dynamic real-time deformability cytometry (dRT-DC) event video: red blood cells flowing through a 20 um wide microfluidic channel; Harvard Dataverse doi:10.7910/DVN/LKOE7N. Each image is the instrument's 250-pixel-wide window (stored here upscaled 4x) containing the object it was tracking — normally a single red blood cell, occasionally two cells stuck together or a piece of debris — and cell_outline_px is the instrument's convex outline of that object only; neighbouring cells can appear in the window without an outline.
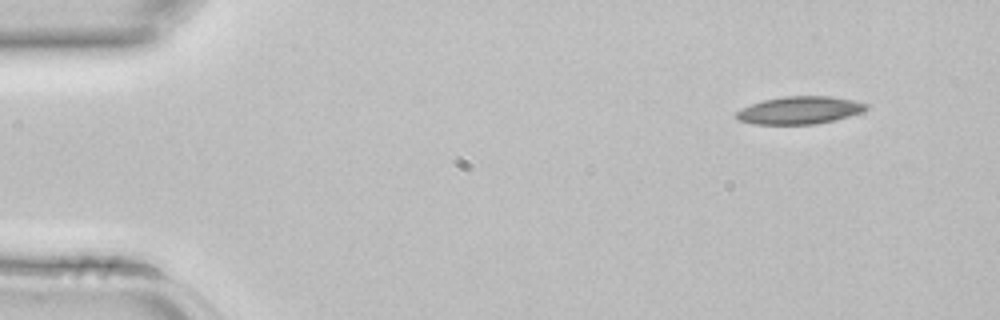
{"species": "common noctule bat (a hibernating species)", "species_latin": "Nyctalus noctula", "temperature_condition": "room temperature", "stored_images_in_passage": 4, "camera_frame_rate_fps": 3000, "um_per_image_px": 0.085, "animal": {"sex": "female", "body_mass_g": 22.7, "forearm_length_mm": 54.2}, "frame": {"image": 1, "passage_image": 1, "time_ms": 0.0, "image_size_px": [1000, 320], "cell_outline_px": [[868, 108], [860, 112], [836, 120], [816, 124], [756, 124], [740, 120], [736, 116], [736, 112], [752, 104], [764, 100], [784, 96], [832, 96], [852, 100], [868, 104]], "centroid_in_image_um": [68.01, 9.37], "position_along_channel_um": 17.0, "area_um2": 20.63}}
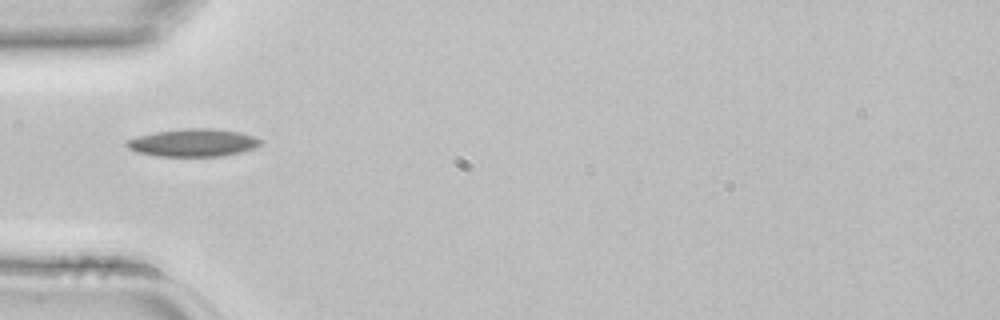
{"frame": {"image": 2, "passage_image": 4, "time_ms": 1.0, "image_size_px": [1000, 320], "cell_outline_px": [[264, 140], [260, 144], [252, 148], [240, 152], [224, 156], [156, 156], [136, 152], [128, 148], [124, 144], [124, 140], [136, 136], [156, 132], [184, 128], [216, 128], [240, 132], [256, 136]], "centroid_in_image_um": [16.4, 12.12], "position_along_channel_um": 68.6, "area_um2": 21.91}}